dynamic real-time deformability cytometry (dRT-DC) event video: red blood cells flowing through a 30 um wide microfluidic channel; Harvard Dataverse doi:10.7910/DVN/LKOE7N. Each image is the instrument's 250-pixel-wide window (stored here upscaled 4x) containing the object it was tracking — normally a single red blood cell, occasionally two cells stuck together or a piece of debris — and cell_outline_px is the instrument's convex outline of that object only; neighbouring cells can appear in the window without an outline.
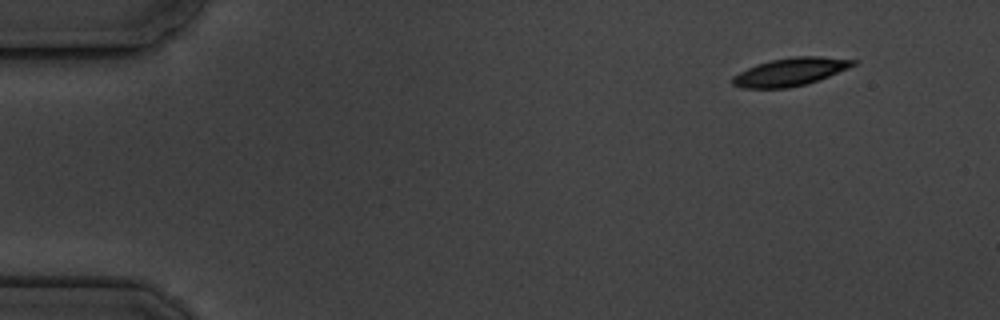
{"species": "common noctule bat (a hibernating species)", "species_latin": "Nyctalus noctula", "temperature_condition": "cold", "stored_images_in_passage": 5, "camera_frame_rate_fps": 3000, "um_per_image_px": 0.085, "animal": {"sex": "male", "body_mass_g": 19.5, "forearm_length_mm": 54.6}, "frame": {"image": 1, "passage_image": 1, "time_ms": 0.0, "image_size_px": [1000, 320], "cell_outline_px": [[860, 60], [856, 64], [848, 68], [828, 76], [804, 84], [788, 88], [744, 88], [732, 84], [732, 76], [756, 64], [772, 60], [792, 56], [820, 56]], "centroid_in_image_um": [67.19, 6.09], "position_along_channel_um": 17.8, "area_um2": 19.48}}
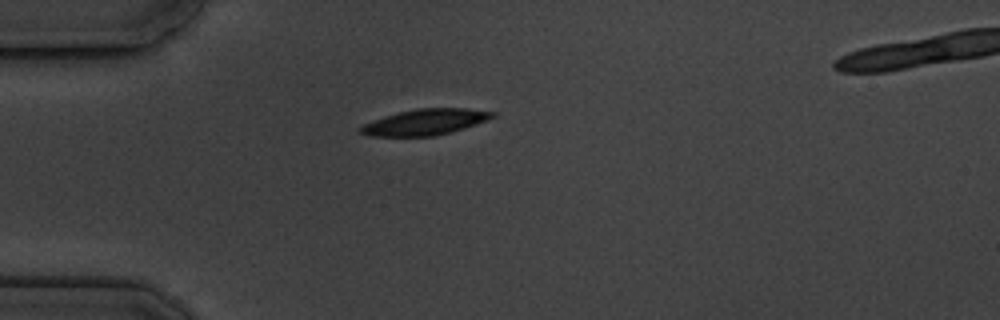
{"frame": {"image": 2, "passage_image": 4, "time_ms": 3.333, "image_size_px": [1000, 320], "cell_outline_px": [[496, 116], [488, 120], [464, 128], [436, 136], [372, 136], [360, 132], [356, 128], [364, 124], [384, 116], [416, 108], [468, 108], [496, 112]], "centroid_in_image_um": [36.16, 10.37], "position_along_channel_um": 48.8, "area_um2": 19.94}}